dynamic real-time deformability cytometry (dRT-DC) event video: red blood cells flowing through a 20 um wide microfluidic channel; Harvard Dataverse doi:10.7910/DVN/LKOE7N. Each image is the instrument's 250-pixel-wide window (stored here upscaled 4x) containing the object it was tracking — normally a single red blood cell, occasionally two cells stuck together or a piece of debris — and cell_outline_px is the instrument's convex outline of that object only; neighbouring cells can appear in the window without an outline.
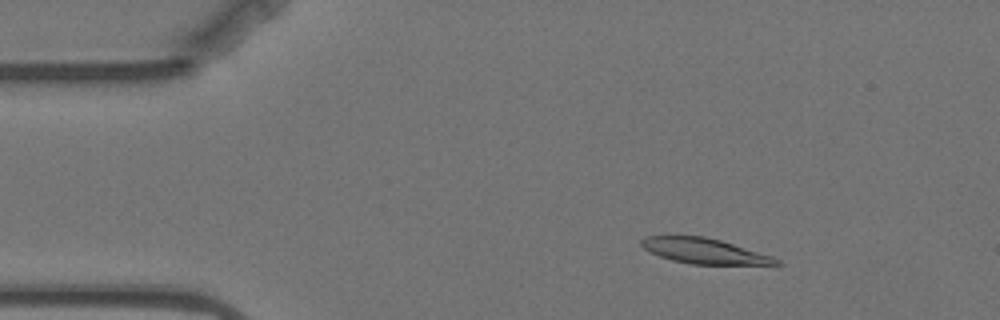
{"species": "Egyptian fruit bat (a non-hibernating species)", "species_latin": "Rousettus aegyptiacus", "temperature_condition": "warm", "stored_images_in_passage": 56, "camera_frame_rate_fps": 3000, "um_per_image_px": 0.085, "animal": {"sex": "female"}, "frame": {"image": 1, "passage_image": 7, "time_ms": 2.0, "image_size_px": [1000, 320], "cell_outline_px": [[784, 264], [776, 268], [692, 264], [672, 260], [660, 256], [644, 248], [640, 244], [640, 240], [644, 236], [704, 236], [720, 240], [772, 256], [780, 260]], "centroid_in_image_um": [60.1, 21.4], "position_along_channel_um": 24.9, "area_um2": 20.92}}
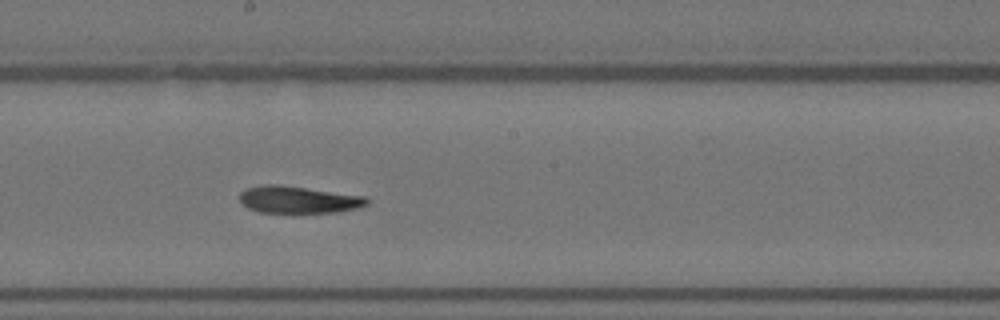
{"frame": {"image": 2, "passage_image": 29, "time_ms": 9.333, "image_size_px": [1000, 320], "cell_outline_px": [[368, 204], [356, 208], [336, 212], [260, 212], [248, 208], [240, 200], [240, 192], [248, 188], [260, 184], [280, 184], [364, 196], [368, 200]], "centroid_in_image_um": [25.33, 16.95], "position_along_channel_um": 222.9, "area_um2": 19.88}}
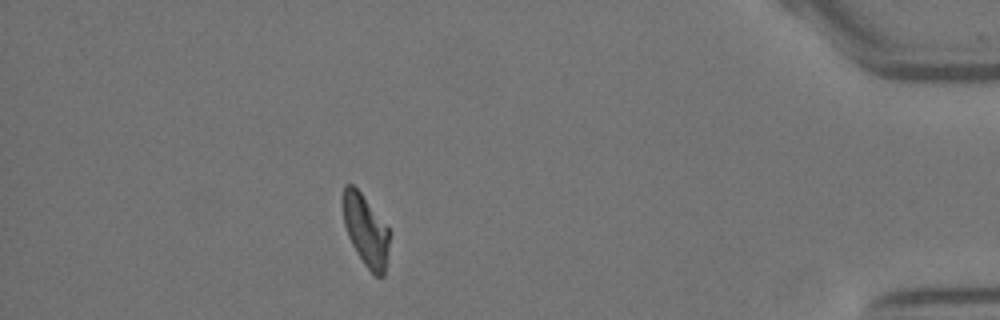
{"frame": {"image": 3, "passage_image": 49, "time_ms": 16.0, "image_size_px": [1000, 320], "cell_outline_px": [[388, 244], [384, 276], [376, 276], [364, 264], [356, 252], [348, 236], [344, 224], [340, 200], [344, 184], [352, 184], [360, 192], [388, 228]], "centroid_in_image_um": [31.02, 19.53], "position_along_channel_um": 404.2, "area_um2": 19.13}, "authors_computed_cell_mechanics": {"area_um2": 20.519, "velocity_mm_per_s": 3.5086, "shape_relaxation_time_tau1_ms": null, "shape_relaxation_time_tau2_ms": 6.3752, "deformation_change_tau1": null, "deformation_change_tau2": 0.1332}}